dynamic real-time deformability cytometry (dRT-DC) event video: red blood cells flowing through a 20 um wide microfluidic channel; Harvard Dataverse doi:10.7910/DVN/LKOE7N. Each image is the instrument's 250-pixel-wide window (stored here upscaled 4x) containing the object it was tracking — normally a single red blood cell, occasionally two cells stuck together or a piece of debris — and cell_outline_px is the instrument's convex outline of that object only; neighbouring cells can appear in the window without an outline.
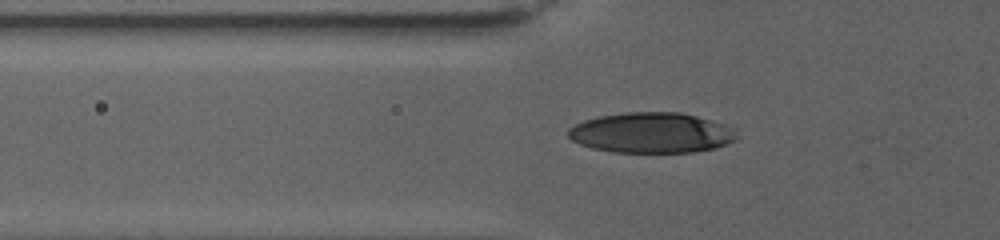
{"species": "human", "species_latin": "Homo sapiens", "temperature_condition": "warm", "stored_images_in_passage": 39, "camera_frame_rate_fps": 3000, "um_per_image_px": 0.085, "donor": {"sex": "female"}, "frame": {"image": 1, "passage_image": 13, "time_ms": 8.0, "image_size_px": [1000, 240], "cell_outline_px": [[736, 140], [728, 144], [716, 148], [692, 152], [612, 152], [592, 148], [580, 144], [572, 140], [568, 136], [568, 128], [584, 120], [600, 116], [628, 112], [680, 112], [696, 116], [724, 124], [732, 128], [736, 136]], "centroid_in_image_um": [55.37, 11.29], "position_along_channel_um": 70.4, "area_um2": 39.59}}
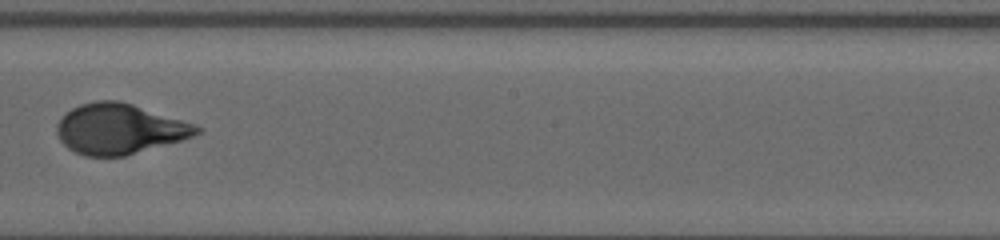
{"frame": {"image": 2, "passage_image": 23, "time_ms": 14.333, "image_size_px": [1000, 240], "cell_outline_px": [[204, 132], [180, 140], [124, 156], [84, 156], [68, 148], [60, 140], [56, 132], [56, 124], [64, 112], [80, 104], [96, 100], [120, 100], [196, 124], [204, 128]], "centroid_in_image_um": [10.14, 10.94], "position_along_channel_um": 238.1, "area_um2": 41.15}}
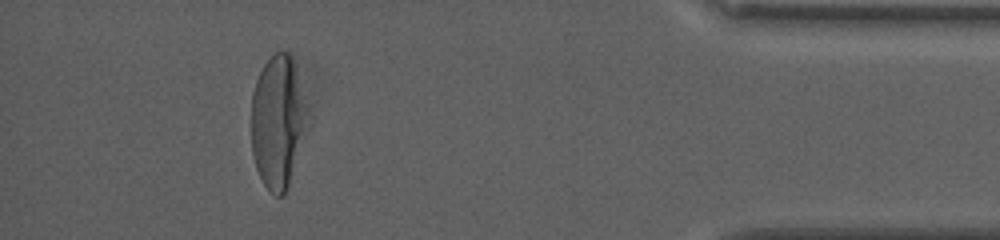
{"frame": {"image": 3, "passage_image": 35, "time_ms": 22.333, "image_size_px": [1000, 240], "cell_outline_px": [[312, 124], [284, 196], [276, 196], [264, 184], [256, 168], [252, 152], [252, 92], [256, 80], [264, 64], [276, 52], [288, 52], [292, 56], [312, 116]], "centroid_in_image_um": [23.7, 10.35], "position_along_channel_um": 411.5, "area_um2": 44.8}}